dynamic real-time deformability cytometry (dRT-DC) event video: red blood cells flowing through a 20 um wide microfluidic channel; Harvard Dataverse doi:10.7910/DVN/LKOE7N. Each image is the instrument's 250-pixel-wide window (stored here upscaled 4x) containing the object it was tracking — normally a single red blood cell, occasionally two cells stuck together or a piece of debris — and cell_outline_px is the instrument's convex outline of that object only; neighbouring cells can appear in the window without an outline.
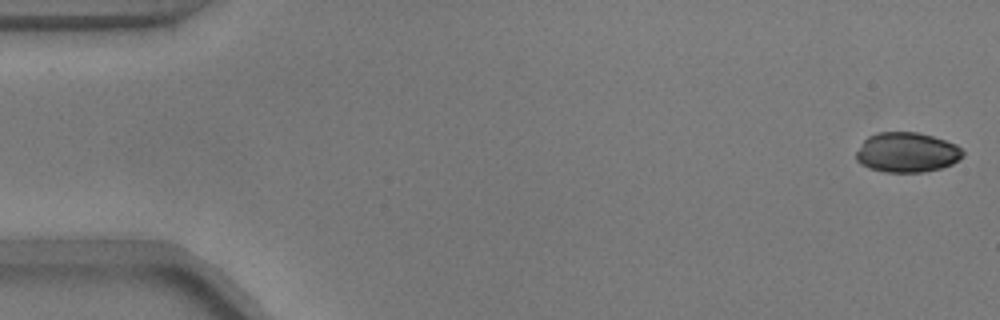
{"species": "common noctule bat (a hibernating species)", "species_latin": "Nyctalus noctula", "temperature_condition": "warm", "stored_images_in_passage": 54, "camera_frame_rate_fps": 3000, "um_per_image_px": 0.085, "animal": {"sex": "male", "body_mass_g": 17.9}, "frame": {"image": 1, "passage_image": 1, "time_ms": 0.0, "image_size_px": [1000, 320], "cell_outline_px": [[964, 156], [952, 164], [940, 168], [924, 172], [884, 172], [868, 168], [860, 164], [856, 160], [856, 152], [864, 140], [868, 136], [876, 132], [916, 132], [932, 136], [956, 144], [964, 152]], "centroid_in_image_um": [77.07, 12.96], "position_along_channel_um": 7.9, "area_um2": 24.91}}
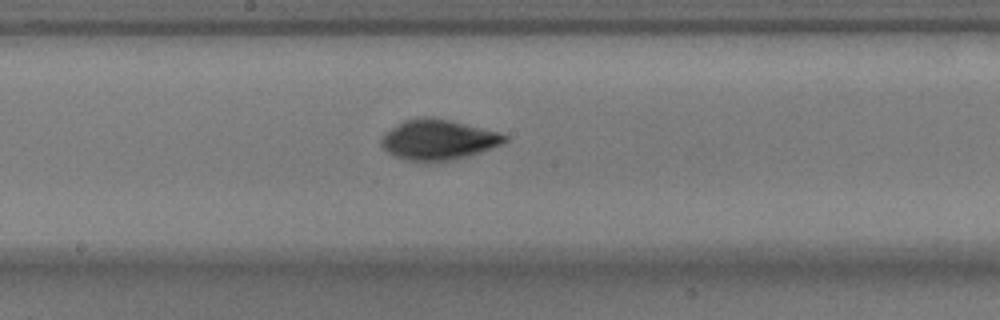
{"frame": {"image": 2, "passage_image": 28, "time_ms": 9.0, "image_size_px": [1000, 320], "cell_outline_px": [[508, 140], [500, 144], [480, 152], [452, 160], [428, 164], [420, 164], [404, 160], [388, 152], [380, 144], [380, 140], [384, 132], [396, 124], [404, 120], [420, 116], [428, 116], [448, 120], [500, 132], [508, 136]], "centroid_in_image_um": [37.18, 11.9], "position_along_channel_um": 211.0, "area_um2": 29.48}}
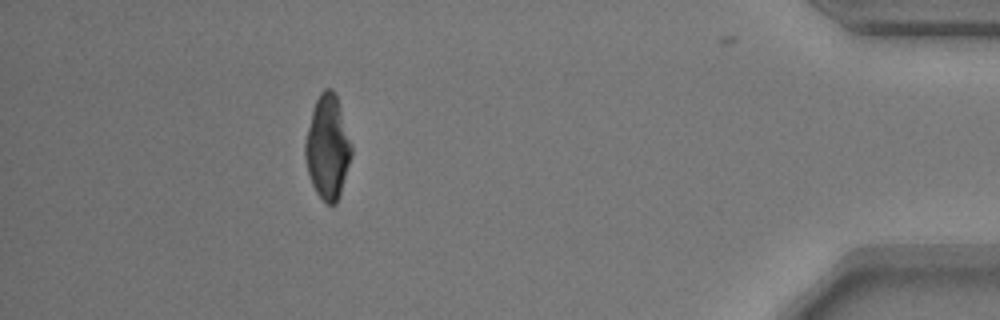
{"frame": {"image": 3, "passage_image": 48, "time_ms": 15.667, "image_size_px": [1000, 320], "cell_outline_px": [[352, 152], [340, 196], [336, 204], [328, 204], [316, 192], [312, 184], [308, 172], [304, 156], [304, 140], [312, 108], [320, 92], [324, 88], [332, 88], [336, 96], [352, 144]], "centroid_in_image_um": [27.83, 12.5], "position_along_channel_um": 407.4, "area_um2": 27.98}}